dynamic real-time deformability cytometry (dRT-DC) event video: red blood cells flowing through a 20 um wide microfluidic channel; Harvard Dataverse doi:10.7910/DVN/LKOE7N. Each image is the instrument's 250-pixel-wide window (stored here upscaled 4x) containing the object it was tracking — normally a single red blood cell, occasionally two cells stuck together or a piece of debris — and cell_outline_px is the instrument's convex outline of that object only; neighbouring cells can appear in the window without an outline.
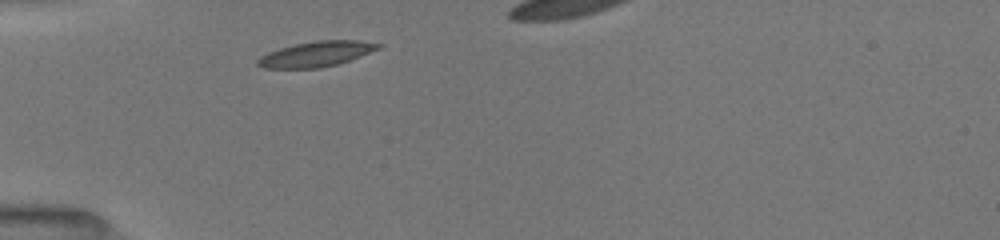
{"species": "common noctule bat (a hibernating species)", "species_latin": "Nyctalus noctula", "temperature_condition": "room temperature", "stored_images_in_passage": 17, "camera_frame_rate_fps": 3000, "um_per_image_px": 0.085, "animal": {"sex": "female", "body_mass_g": 19.5, "forearm_length_mm": 54.1}, "frame": {"image": 1, "passage_image": 1, "time_ms": 0.0, "image_size_px": [1000, 240], "cell_outline_px": [[384, 44], [380, 48], [360, 56], [336, 64], [320, 68], [264, 68], [256, 64], [256, 60], [260, 56], [268, 52], [280, 48], [296, 44], [316, 40], [356, 40]], "centroid_in_image_um": [26.86, 4.59], "position_along_channel_um": 58.1, "area_um2": 17.63}}
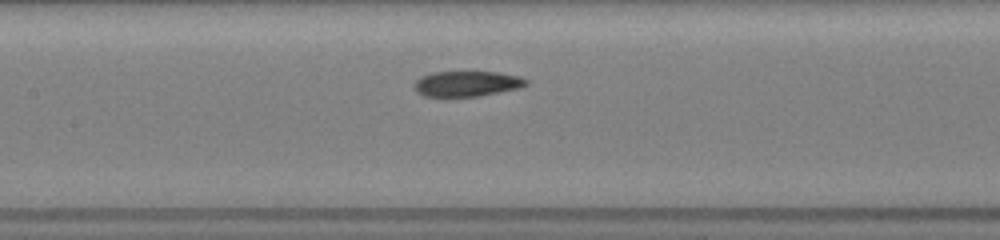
{"frame": {"image": 2, "passage_image": 11, "time_ms": 3.0, "image_size_px": [1000, 240], "cell_outline_px": [[528, 84], [520, 88], [480, 96], [444, 100], [424, 96], [416, 92], [412, 84], [420, 76], [432, 72], [496, 72], [520, 76], [528, 80]], "centroid_in_image_um": [39.6, 7.17], "position_along_channel_um": 167.8, "area_um2": 17.51}}
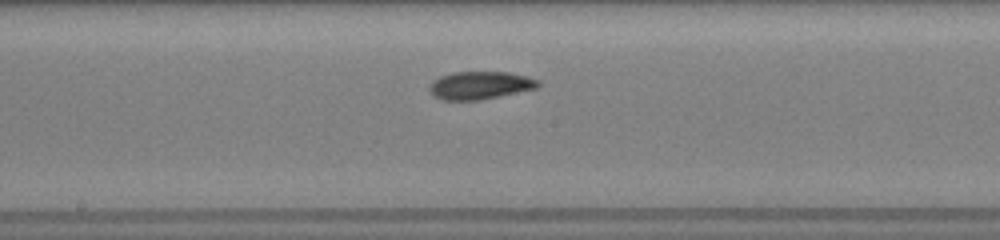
{"frame": {"image": 3, "passage_image": 14, "time_ms": 4.0, "image_size_px": [1000, 240], "cell_outline_px": [[540, 84], [536, 88], [480, 100], [440, 100], [432, 96], [432, 84], [440, 76], [456, 72], [508, 72], [524, 76], [536, 80]], "centroid_in_image_um": [40.79, 7.26], "position_along_channel_um": 207.4, "area_um2": 17.17}}